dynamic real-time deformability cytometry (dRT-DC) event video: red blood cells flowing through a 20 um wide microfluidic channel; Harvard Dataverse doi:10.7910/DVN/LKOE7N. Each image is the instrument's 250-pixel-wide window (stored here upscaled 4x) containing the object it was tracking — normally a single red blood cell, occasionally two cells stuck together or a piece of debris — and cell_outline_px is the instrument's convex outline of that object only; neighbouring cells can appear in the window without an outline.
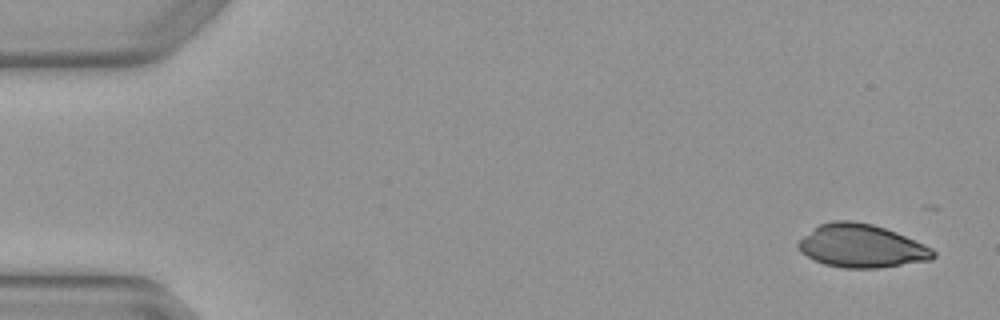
{"species": "Egyptian fruit bat (a non-hibernating species)", "species_latin": "Rousettus aegyptiacus", "temperature_condition": "warm", "stored_images_in_passage": 10, "camera_frame_rate_fps": 3000, "um_per_image_px": 0.085, "animal": {"sex": "female"}, "frame": {"image": 1, "passage_image": 1, "time_ms": 0.0, "image_size_px": [1000, 320], "cell_outline_px": [[936, 256], [932, 260], [880, 268], [844, 268], [824, 264], [800, 252], [796, 244], [804, 236], [820, 224], [832, 220], [852, 220], [872, 224], [896, 232], [924, 244], [932, 248], [936, 252]], "centroid_in_image_um": [73.25, 20.91], "position_along_channel_um": 11.7, "area_um2": 33.99}}